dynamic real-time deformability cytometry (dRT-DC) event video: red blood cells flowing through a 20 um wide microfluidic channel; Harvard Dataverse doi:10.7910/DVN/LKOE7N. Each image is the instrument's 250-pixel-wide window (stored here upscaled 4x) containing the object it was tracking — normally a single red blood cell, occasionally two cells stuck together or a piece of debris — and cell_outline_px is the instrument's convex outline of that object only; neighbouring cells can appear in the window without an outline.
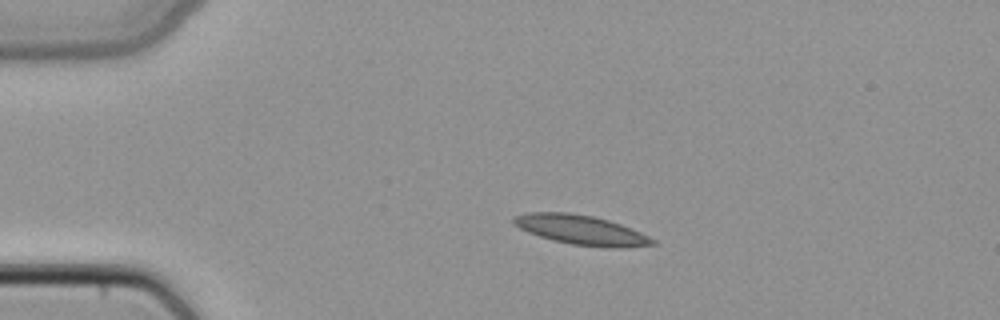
{"species": "common noctule bat (a hibernating species)", "species_latin": "Nyctalus noctula", "temperature_condition": "cold", "stored_images_in_passage": 49, "camera_frame_rate_fps": 3000, "um_per_image_px": 0.085, "animal": {"sex": "female", "body_mass_g": 22.7, "forearm_length_mm": 54.2}, "frame": {"image": 1, "passage_image": 11, "time_ms": 3.333, "image_size_px": [1000, 320], "cell_outline_px": [[656, 244], [620, 248], [612, 248], [572, 244], [552, 240], [528, 232], [512, 224], [512, 216], [528, 212], [568, 212], [592, 216], [608, 220], [620, 224], [640, 232], [656, 240]], "centroid_in_image_um": [49.36, 19.54], "position_along_channel_um": 35.6, "area_um2": 23.87}}
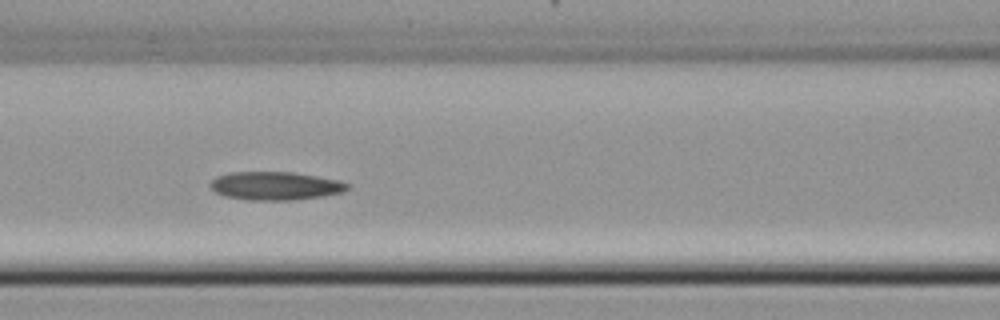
{"frame": {"image": 2, "passage_image": 22, "time_ms": 7.0, "image_size_px": [1000, 320], "cell_outline_px": [[348, 188], [340, 192], [320, 196], [292, 200], [248, 200], [224, 196], [216, 192], [208, 184], [216, 176], [228, 172], [292, 172], [340, 180], [348, 184]], "centroid_in_image_um": [23.34, 15.79], "position_along_channel_um": 143.3, "area_um2": 22.48}}
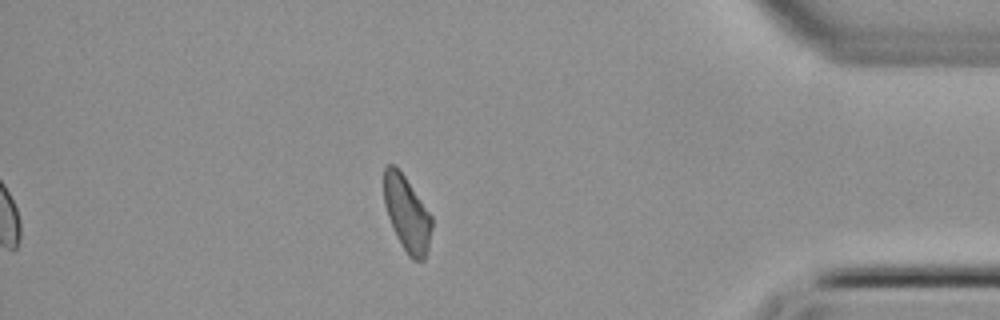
{"frame": {"image": 3, "passage_image": 43, "time_ms": 14.0, "image_size_px": [1000, 320], "cell_outline_px": [[432, 228], [428, 248], [424, 260], [412, 260], [408, 256], [396, 236], [388, 216], [384, 204], [384, 168], [388, 164], [392, 164], [404, 176], [432, 216]], "centroid_in_image_um": [34.59, 18.2], "position_along_channel_um": 400.6, "area_um2": 20.75}}